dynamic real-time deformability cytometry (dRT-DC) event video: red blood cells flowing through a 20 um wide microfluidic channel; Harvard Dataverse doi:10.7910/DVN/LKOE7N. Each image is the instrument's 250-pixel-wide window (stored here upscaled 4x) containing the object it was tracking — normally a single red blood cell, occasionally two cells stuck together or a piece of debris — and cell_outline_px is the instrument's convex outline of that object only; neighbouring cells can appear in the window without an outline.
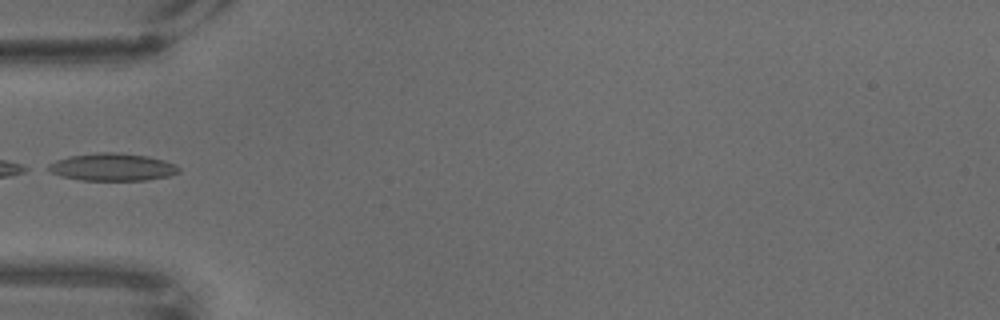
{"species": "common noctule bat (a hibernating species)", "species_latin": "Nyctalus noctula", "temperature_condition": "warm", "stored_images_in_passage": 45, "camera_frame_rate_fps": 3000, "um_per_image_px": 0.085, "animal": {"sex": "male", "body_mass_g": 18.8}, "frame": {"image": 1, "passage_image": 1, "time_ms": 0.0, "image_size_px": [1000, 320], "cell_outline_px": [[180, 172], [168, 176], [148, 180], [80, 180], [60, 176], [44, 168], [48, 164], [56, 160], [68, 156], [100, 152], [116, 152], [148, 156], [164, 160], [176, 164], [180, 168]], "centroid_in_image_um": [9.54, 14.2], "position_along_channel_um": 75.5, "area_um2": 21.1}}